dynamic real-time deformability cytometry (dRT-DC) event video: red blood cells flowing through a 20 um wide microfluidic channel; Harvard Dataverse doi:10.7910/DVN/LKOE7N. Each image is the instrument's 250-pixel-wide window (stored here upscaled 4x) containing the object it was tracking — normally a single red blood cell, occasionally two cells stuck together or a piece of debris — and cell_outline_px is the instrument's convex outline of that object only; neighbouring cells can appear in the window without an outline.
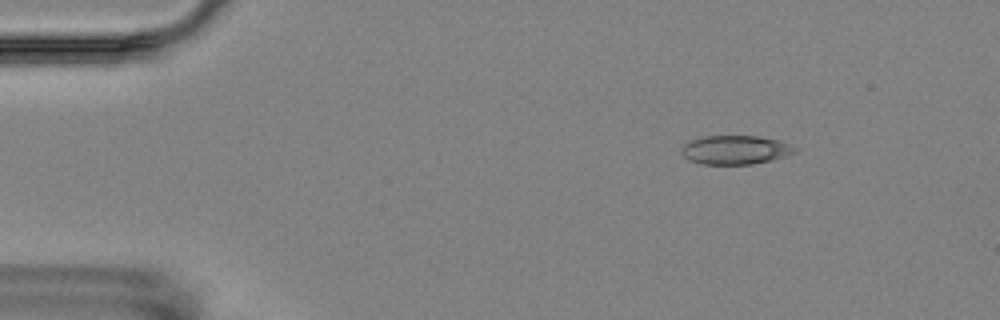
{"species": "Egyptian fruit bat (a non-hibernating species)", "species_latin": "Rousettus aegyptiacus", "temperature_condition": "room temperature", "stored_images_in_passage": 16, "camera_frame_rate_fps": 3000, "um_per_image_px": 0.085, "animal": {"sex": "female"}, "frame": {"image": 1, "passage_image": 2, "time_ms": 2.333, "image_size_px": [1000, 320], "cell_outline_px": [[796, 152], [788, 156], [772, 160], [752, 164], [704, 164], [688, 160], [680, 152], [680, 148], [688, 140], [704, 136], [756, 136], [776, 140], [792, 144], [796, 148]], "centroid_in_image_um": [62.48, 12.74], "position_along_channel_um": 22.5, "area_um2": 19.25}}
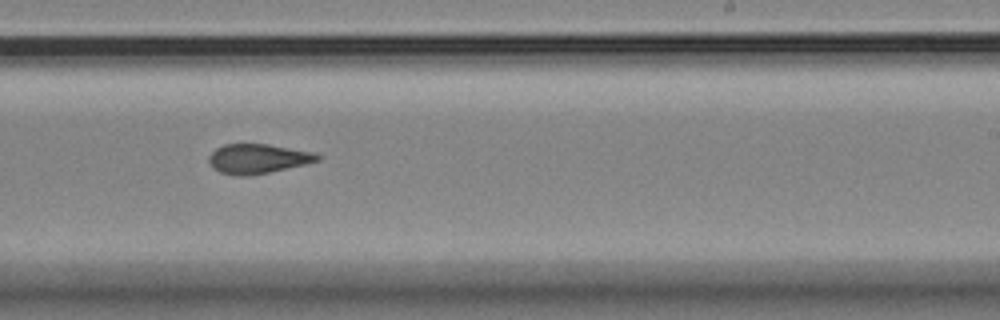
{"frame": {"image": 2, "passage_image": 10, "time_ms": 11.333, "image_size_px": [1000, 320], "cell_outline_px": [[320, 160], [304, 164], [268, 172], [248, 176], [236, 176], [220, 172], [212, 168], [208, 160], [208, 156], [216, 148], [224, 144], [268, 144], [316, 152], [320, 156]], "centroid_in_image_um": [21.89, 13.48], "position_along_channel_um": 267.1, "area_um2": 18.73}}
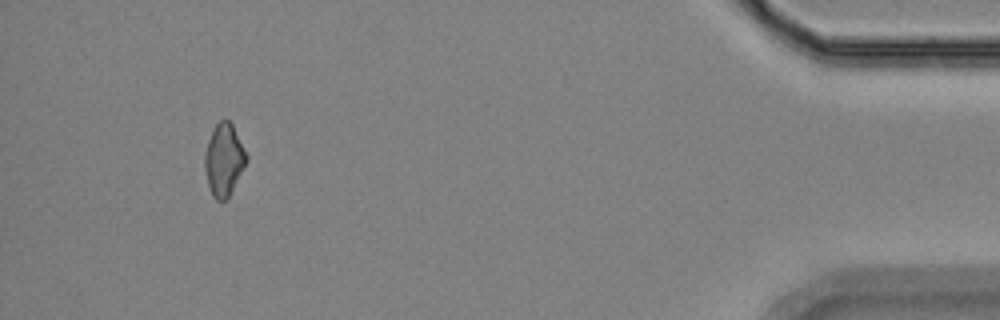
{"frame": {"image": 3, "passage_image": 15, "time_ms": 17.333, "image_size_px": [1000, 320], "cell_outline_px": [[248, 160], [228, 196], [224, 200], [216, 200], [212, 196], [208, 184], [204, 168], [204, 152], [208, 140], [216, 124], [220, 120], [228, 120], [232, 124], [248, 156]], "centroid_in_image_um": [19.02, 13.57], "position_along_channel_um": 416.2, "area_um2": 17.28}, "authors_computed_cell_mechanics": {"area_um2": 19.3052, "velocity_mm_per_s": 3.5496, "shape_relaxation_time_tau1_ms": 9.8717, "shape_relaxation_time_tau2_ms": 2.7449, "deformation_change_tau1": 0.1422, "deformation_change_tau2": 0.0776}}